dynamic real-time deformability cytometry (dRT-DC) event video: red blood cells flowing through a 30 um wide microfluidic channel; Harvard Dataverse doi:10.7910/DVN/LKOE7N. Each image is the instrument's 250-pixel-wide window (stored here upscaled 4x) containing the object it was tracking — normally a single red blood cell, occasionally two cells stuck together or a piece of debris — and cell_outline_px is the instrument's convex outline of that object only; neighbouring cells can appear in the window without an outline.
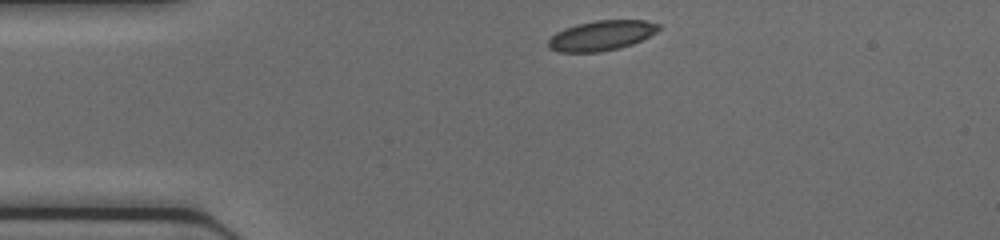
{"species": "common noctule bat (a hibernating species)", "species_latin": "Nyctalus noctula", "temperature_condition": "cold", "stored_images_in_passage": 37, "camera_frame_rate_fps": 3000, "um_per_image_px": 0.085, "animal": {"sex": "female", "body_mass_g": 17.0, "forearm_length_mm": 48.0}, "frame": {"image": 1, "passage_image": 1, "time_ms": 0.0, "image_size_px": [1000, 240], "cell_outline_px": [[660, 28], [656, 32], [632, 44], [620, 48], [600, 52], [560, 52], [548, 48], [548, 40], [556, 32], [564, 28], [576, 24], [596, 20], [644, 20], [660, 24]], "centroid_in_image_um": [51.1, 3.02], "position_along_channel_um": 33.9, "area_um2": 19.31}}
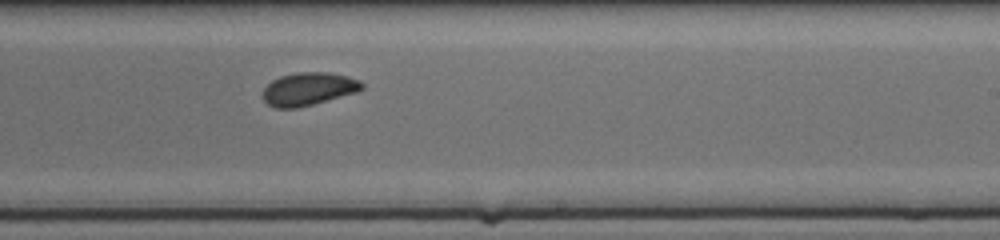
{"frame": {"image": 2, "passage_image": 19, "time_ms": 6.0, "image_size_px": [1000, 240], "cell_outline_px": [[364, 88], [356, 92], [312, 104], [296, 108], [276, 108], [268, 104], [264, 100], [264, 88], [272, 80], [280, 76], [296, 72], [328, 72], [348, 76], [360, 80], [364, 84]], "centroid_in_image_um": [26.23, 7.54], "position_along_channel_um": 262.8, "area_um2": 18.9}}
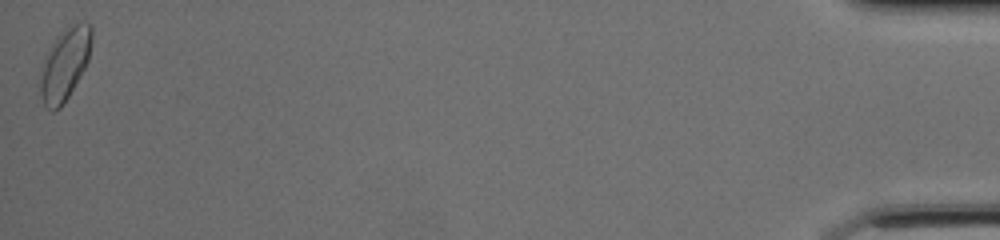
{"frame": {"image": 3, "passage_image": 37, "time_ms": 12.0, "image_size_px": [1000, 240], "cell_outline_px": [[92, 40], [88, 60], [84, 68], [68, 96], [60, 108], [52, 112], [44, 104], [40, 96], [40, 76], [44, 64], [52, 44], [56, 36], [68, 24], [88, 24], [92, 28]], "centroid_in_image_um": [5.51, 5.46], "position_along_channel_um": 429.7, "area_um2": 21.04}}